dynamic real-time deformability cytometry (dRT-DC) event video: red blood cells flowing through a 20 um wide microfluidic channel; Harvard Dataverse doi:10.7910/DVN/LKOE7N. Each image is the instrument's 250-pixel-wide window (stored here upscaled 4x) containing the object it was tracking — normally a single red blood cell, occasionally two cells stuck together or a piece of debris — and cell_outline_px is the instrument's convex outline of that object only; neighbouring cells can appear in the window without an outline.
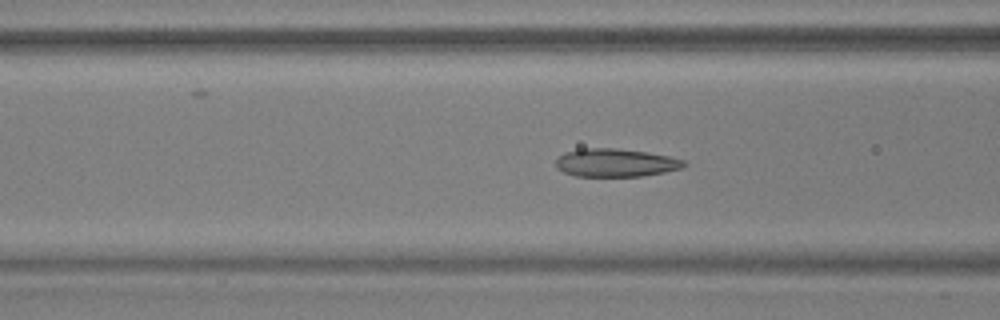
{"species": "common noctule bat (a hibernating species)", "species_latin": "Nyctalus noctula", "temperature_condition": "warm", "stored_images_in_passage": 55, "camera_frame_rate_fps": 3000, "um_per_image_px": 0.085, "animal": {"sex": "male", "body_mass_g": 17.9, "forearm_length_mm": 54.2}, "frame": {"image": 1, "passage_image": 22, "time_ms": 7.0, "image_size_px": [1000, 320], "cell_outline_px": [[688, 164], [684, 168], [644, 176], [576, 176], [564, 172], [556, 168], [556, 160], [564, 152], [580, 148], [616, 148], [648, 152], [668, 156], [684, 160]], "centroid_in_image_um": [52.34, 13.83], "position_along_channel_um": 114.3, "area_um2": 21.15}}
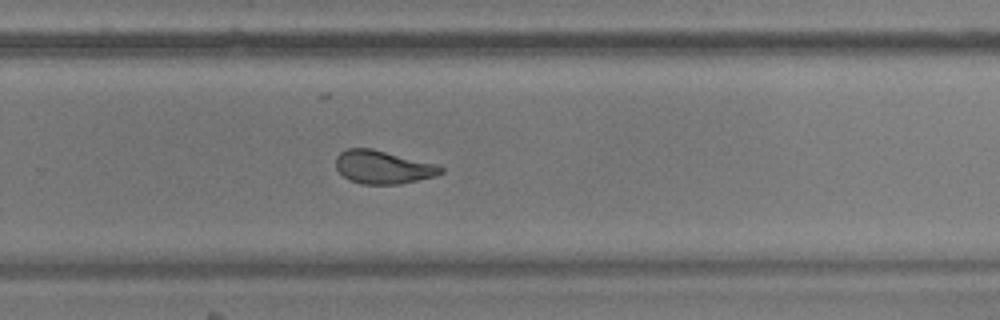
{"frame": {"image": 2, "passage_image": 37, "time_ms": 12.0, "image_size_px": [1000, 320], "cell_outline_px": [[444, 172], [436, 176], [400, 184], [364, 184], [348, 180], [336, 168], [336, 156], [340, 152], [348, 148], [372, 148], [436, 164], [444, 168]], "centroid_in_image_um": [32.56, 14.2], "position_along_channel_um": 297.2, "area_um2": 20.35}}
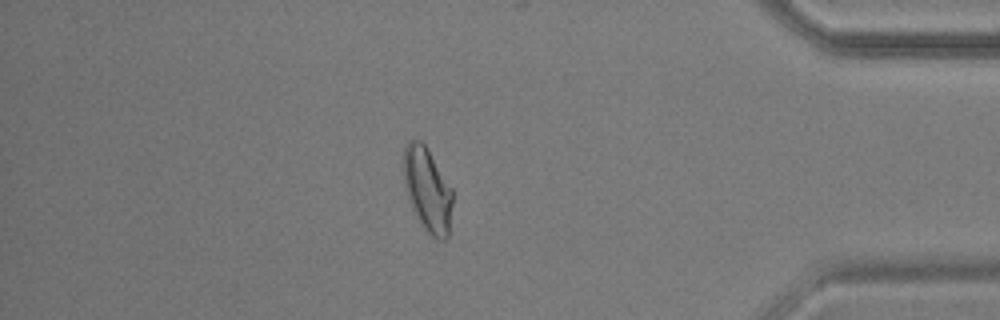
{"frame": {"image": 3, "passage_image": 48, "time_ms": 15.667, "image_size_px": [1000, 320], "cell_outline_px": [[452, 204], [448, 236], [444, 240], [436, 240], [424, 228], [412, 208], [408, 200], [404, 184], [404, 148], [408, 140], [420, 140], [428, 148], [452, 188]], "centroid_in_image_um": [36.33, 16.11], "position_along_channel_um": 398.9, "area_um2": 23.99}, "authors_computed_cell_mechanics": {"area_um2": 21.675, "velocity_mm_per_s": 3.6654, "shape_relaxation_time_tau1_ms": 6.2069, "shape_relaxation_time_tau2_ms": 1.263, "deformation_change_tau1": 0.1844, "deformation_change_tau2": 0.0808}}